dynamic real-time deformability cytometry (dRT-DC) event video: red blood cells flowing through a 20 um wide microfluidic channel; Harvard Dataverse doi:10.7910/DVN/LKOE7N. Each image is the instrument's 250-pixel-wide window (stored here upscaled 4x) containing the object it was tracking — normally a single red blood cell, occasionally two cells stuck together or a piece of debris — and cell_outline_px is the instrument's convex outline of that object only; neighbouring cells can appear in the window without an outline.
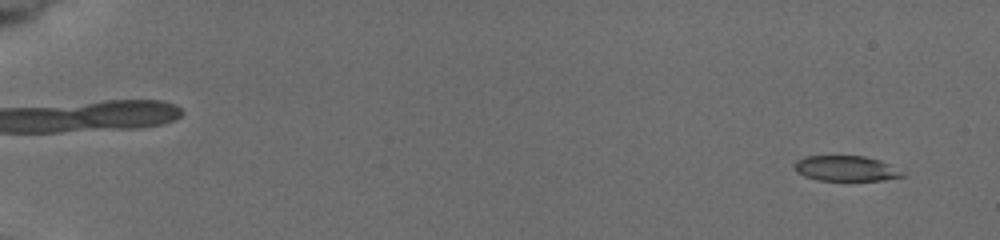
{"species": "common noctule bat (a hibernating species)", "species_latin": "Nyctalus noctula", "temperature_condition": "cold", "stored_images_in_passage": 8, "camera_frame_rate_fps": 3000, "um_per_image_px": 0.085, "animal": {"sex": "female", "body_mass_g": 19.5, "forearm_length_mm": 54.1}, "frame": {"image": 1, "passage_image": 1, "time_ms": 0.0, "image_size_px": [1000, 240], "cell_outline_px": [[908, 176], [884, 180], [820, 180], [804, 176], [796, 172], [792, 168], [792, 164], [796, 160], [804, 156], [864, 156], [880, 160], [888, 164]], "centroid_in_image_um": [71.85, 14.31], "position_along_channel_um": 13.2, "area_um2": 16.01}}
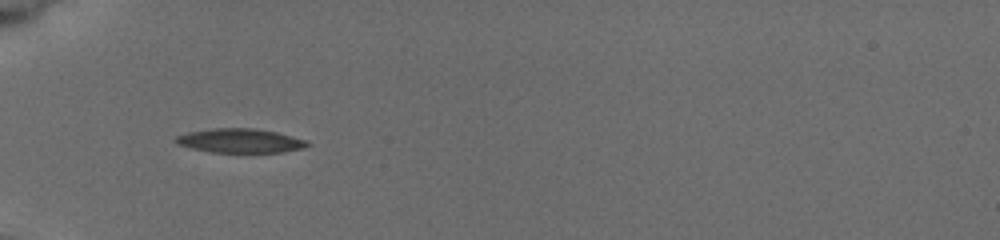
{"frame": {"image": 2, "passage_image": 7, "time_ms": 5.667, "image_size_px": [1000, 240], "cell_outline_px": [[312, 144], [304, 148], [280, 152], [212, 152], [192, 148], [176, 144], [172, 140], [176, 136], [188, 132], [212, 128], [252, 128], [276, 132], [308, 140]], "centroid_in_image_um": [20.41, 11.96], "position_along_channel_um": 64.6, "area_um2": 18.55}}